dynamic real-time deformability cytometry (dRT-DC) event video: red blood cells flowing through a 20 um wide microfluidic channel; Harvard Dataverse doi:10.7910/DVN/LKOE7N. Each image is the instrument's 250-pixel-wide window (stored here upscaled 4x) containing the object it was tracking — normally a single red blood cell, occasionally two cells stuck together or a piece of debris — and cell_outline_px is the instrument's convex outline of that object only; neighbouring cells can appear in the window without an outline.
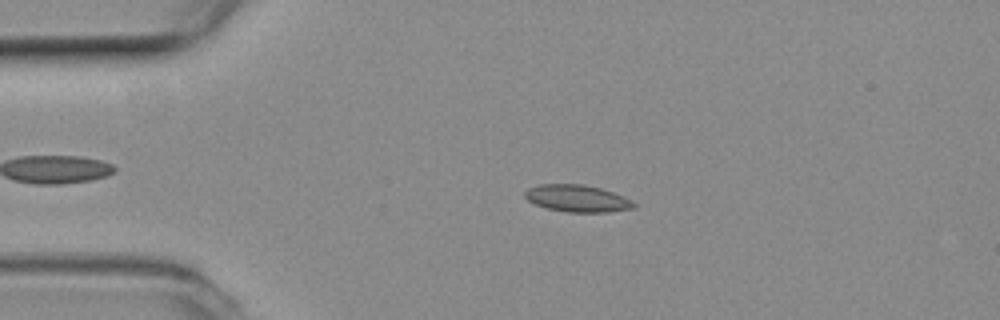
{"species": "common noctule bat (a hibernating species)", "species_latin": "Nyctalus noctula", "temperature_condition": "room temperature", "stored_images_in_passage": 53, "camera_frame_rate_fps": 3000, "um_per_image_px": 0.085, "animal": {"sex": "female", "body_mass_g": 19.3, "forearm_length_mm": 54.1}, "frame": {"image": 1, "passage_image": 11, "time_ms": 3.333, "image_size_px": [1000, 320], "cell_outline_px": [[636, 208], [608, 212], [568, 212], [548, 208], [536, 204], [528, 200], [524, 196], [524, 192], [528, 188], [540, 184], [584, 184], [600, 188], [624, 196], [632, 200], [636, 204]], "centroid_in_image_um": [49.09, 16.86], "position_along_channel_um": 35.9, "area_um2": 17.17}}
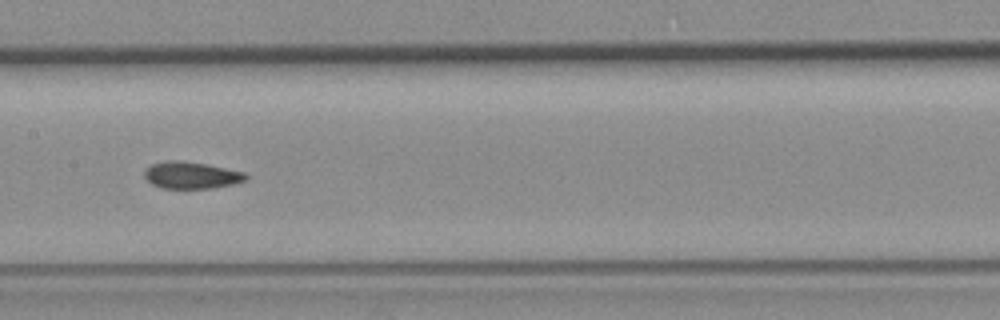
{"frame": {"image": 2, "passage_image": 26, "time_ms": 8.333, "image_size_px": [1000, 320], "cell_outline_px": [[248, 180], [232, 184], [212, 188], [160, 188], [152, 184], [144, 176], [144, 168], [152, 164], [168, 160], [176, 160], [204, 164], [244, 172], [248, 176]], "centroid_in_image_um": [16.24, 14.9], "position_along_channel_um": 191.2, "area_um2": 15.78}}
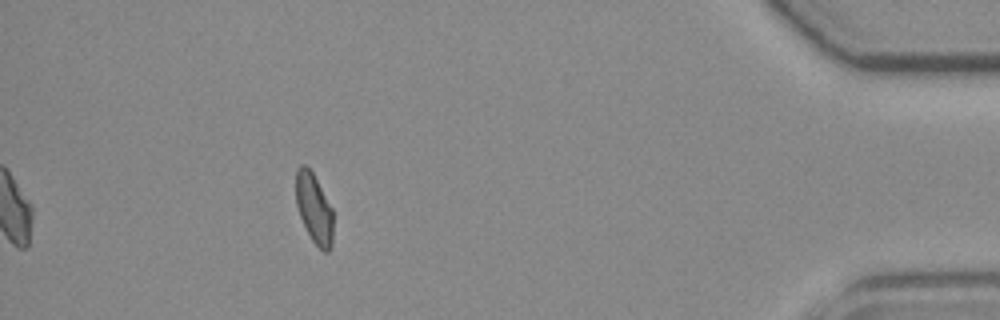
{"frame": {"image": 3, "passage_image": 48, "time_ms": 15.667, "image_size_px": [1000, 320], "cell_outline_px": [[332, 248], [328, 252], [324, 252], [312, 240], [300, 216], [296, 204], [296, 168], [300, 164], [304, 164], [312, 172], [332, 208]], "centroid_in_image_um": [26.69, 17.71], "position_along_channel_um": 408.5, "area_um2": 14.97}, "authors_computed_cell_mechanics": {"area_um2": 16.184, "velocity_mm_per_s": 3.7838, "shape_relaxation_time_tau1_ms": null, "shape_relaxation_time_tau2_ms": 1.3927, "deformation_change_tau1": null, "deformation_change_tau2": 0.0525}}